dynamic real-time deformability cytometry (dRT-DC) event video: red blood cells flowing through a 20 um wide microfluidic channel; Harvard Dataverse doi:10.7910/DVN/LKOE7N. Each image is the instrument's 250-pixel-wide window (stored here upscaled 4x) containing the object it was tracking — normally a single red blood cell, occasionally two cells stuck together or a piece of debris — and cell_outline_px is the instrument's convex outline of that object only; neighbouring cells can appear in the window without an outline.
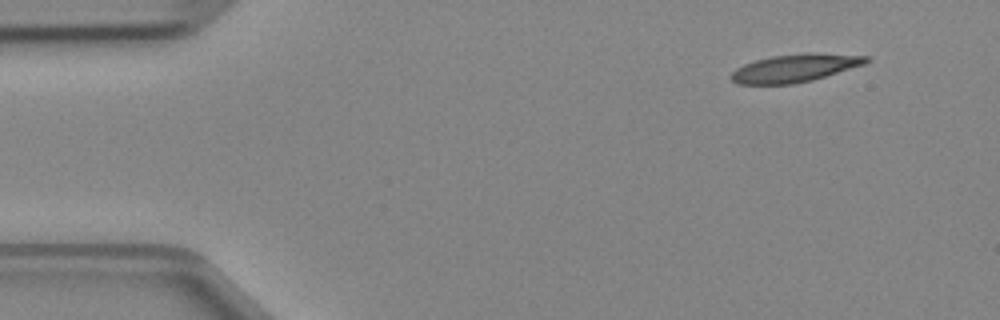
{"species": "Egyptian fruit bat (a non-hibernating species)", "species_latin": "Rousettus aegyptiacus", "temperature_condition": "cold", "stored_images_in_passage": 4, "camera_frame_rate_fps": 3000, "um_per_image_px": 0.085, "animal": {"sex": "female"}, "frame": {"image": 1, "passage_image": 1, "time_ms": 0.0, "image_size_px": [1000, 320], "cell_outline_px": [[872, 60], [864, 64], [812, 80], [792, 84], [736, 84], [728, 76], [736, 68], [744, 64], [756, 60], [772, 56], [804, 52], [816, 52], [868, 56]], "centroid_in_image_um": [67.56, 5.77], "position_along_channel_um": 17.4, "area_um2": 22.08}}
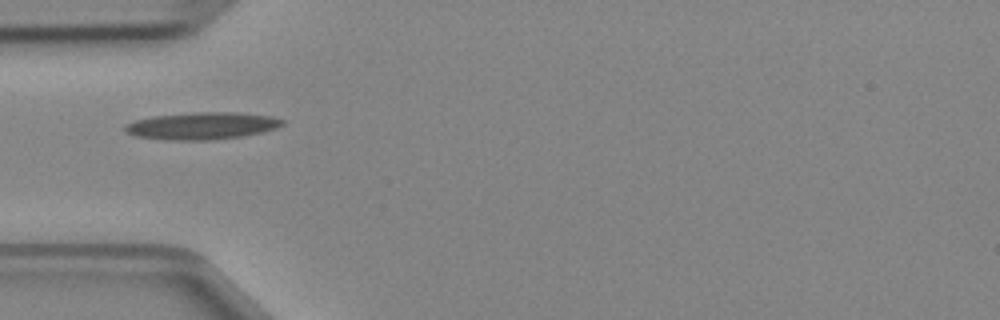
{"frame": {"image": 2, "passage_image": 4, "time_ms": 1.0, "image_size_px": [1000, 320], "cell_outline_px": [[284, 124], [276, 128], [260, 132], [240, 136], [212, 140], [168, 140], [136, 136], [124, 132], [124, 124], [136, 120], [152, 116], [196, 112], [236, 112], [272, 116], [284, 120]], "centroid_in_image_um": [17.14, 10.69], "position_along_channel_um": 67.9, "area_um2": 24.91}}